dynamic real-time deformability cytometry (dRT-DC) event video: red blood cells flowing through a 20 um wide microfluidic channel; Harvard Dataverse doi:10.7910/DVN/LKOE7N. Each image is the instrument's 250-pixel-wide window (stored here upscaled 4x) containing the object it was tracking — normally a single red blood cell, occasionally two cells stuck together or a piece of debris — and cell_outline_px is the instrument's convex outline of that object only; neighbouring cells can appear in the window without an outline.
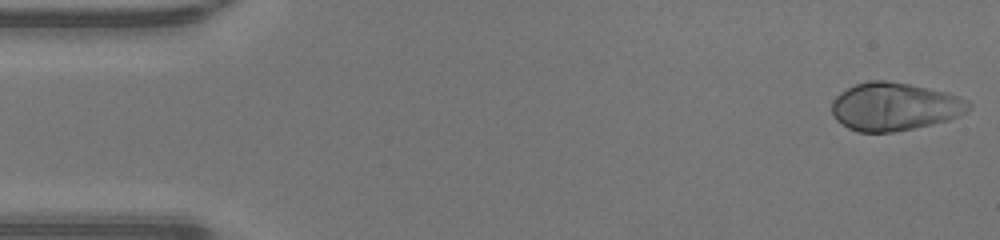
{"species": "human", "species_latin": "Homo sapiens", "temperature_condition": "warm", "stored_images_in_passage": 47, "camera_frame_rate_fps": 3000, "um_per_image_px": 0.085, "donor": {"sex": "male"}, "frame": {"image": 1, "passage_image": 1, "time_ms": 0.0, "image_size_px": [1000, 240], "cell_outline_px": [[972, 104], [964, 112], [948, 120], [932, 124], [892, 132], [860, 132], [848, 128], [836, 120], [832, 112], [832, 100], [840, 92], [856, 84], [868, 80], [884, 80], [908, 84], [948, 92], [960, 96], [968, 100]], "centroid_in_image_um": [76.02, 9.05], "position_along_channel_um": 9.0, "area_um2": 38.15}}
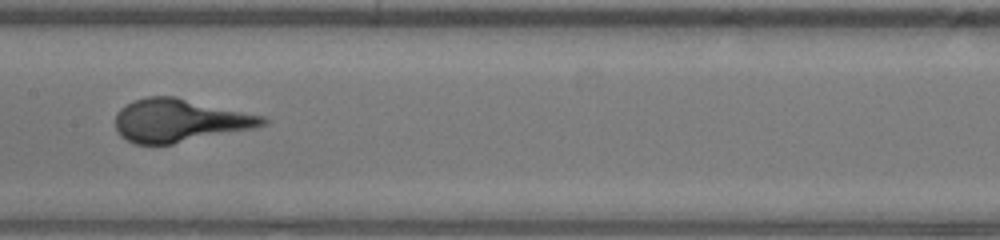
{"frame": {"image": 2, "passage_image": 23, "time_ms": 7.333, "image_size_px": [1000, 240], "cell_outline_px": [[268, 124], [256, 128], [172, 144], [136, 144], [120, 136], [116, 128], [116, 112], [120, 108], [136, 100], [148, 96], [176, 96], [264, 116], [268, 120]], "centroid_in_image_um": [15.29, 10.24], "position_along_channel_um": 192.1, "area_um2": 36.99}}
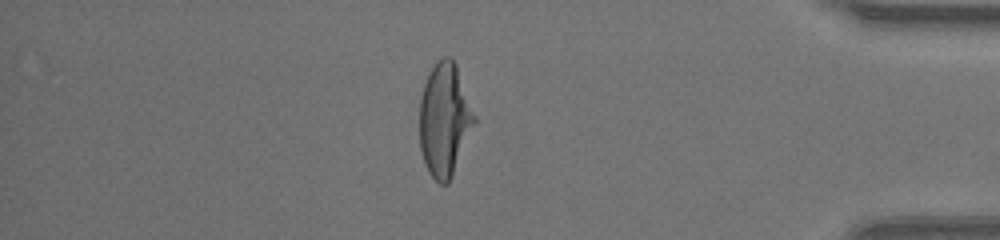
{"frame": {"image": 3, "passage_image": 40, "time_ms": 13.0, "image_size_px": [1000, 240], "cell_outline_px": [[476, 120], [452, 176], [448, 184], [440, 184], [428, 172], [420, 148], [420, 96], [428, 72], [432, 64], [436, 60], [444, 56], [452, 56], [456, 64], [476, 116]], "centroid_in_image_um": [37.78, 10.12], "position_along_channel_um": 397.4, "area_um2": 36.24}}